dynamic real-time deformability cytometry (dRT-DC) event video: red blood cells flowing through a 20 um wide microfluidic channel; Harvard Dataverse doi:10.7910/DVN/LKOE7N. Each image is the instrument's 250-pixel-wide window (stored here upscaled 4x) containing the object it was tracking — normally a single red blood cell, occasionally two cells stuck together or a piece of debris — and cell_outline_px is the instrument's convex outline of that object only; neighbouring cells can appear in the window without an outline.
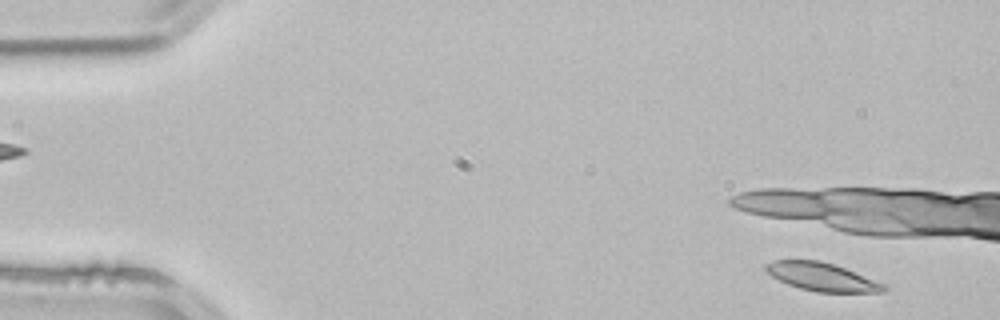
{"species": "common noctule bat (a hibernating species)", "species_latin": "Nyctalus noctula", "temperature_condition": "room temperature", "stored_images_in_passage": 10, "camera_frame_rate_fps": 3000, "um_per_image_px": 0.085, "animal": {"sex": "male", "body_mass_g": 21.5, "forearm_length_mm": 52.0}, "frame": {"image": 1, "passage_image": 2, "time_ms": 0.333, "image_size_px": [1000, 320], "cell_outline_px": [[888, 288], [884, 292], [816, 292], [800, 288], [788, 284], [772, 276], [764, 268], [764, 264], [772, 260], [820, 260], [844, 268], [884, 284]], "centroid_in_image_um": [69.83, 23.53], "position_along_channel_um": 15.2, "area_um2": 19.13}}